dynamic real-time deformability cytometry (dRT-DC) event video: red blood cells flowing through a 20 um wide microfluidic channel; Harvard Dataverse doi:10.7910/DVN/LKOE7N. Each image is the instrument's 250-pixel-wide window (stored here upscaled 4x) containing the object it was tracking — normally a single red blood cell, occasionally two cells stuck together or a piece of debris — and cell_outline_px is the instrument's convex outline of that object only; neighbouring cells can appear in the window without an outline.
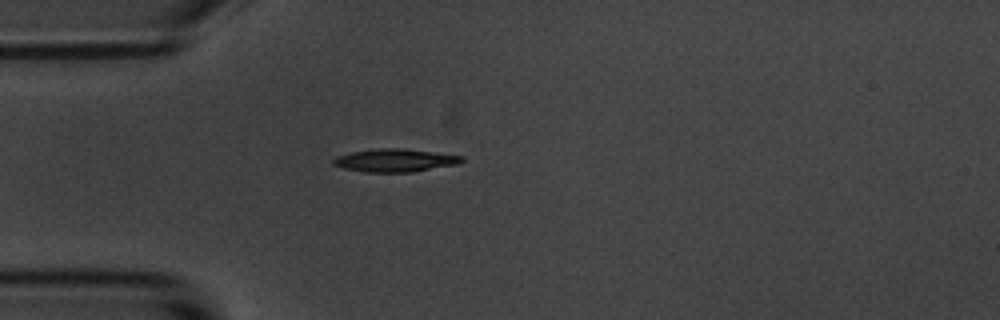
{"species": "common noctule bat (a hibernating species)", "species_latin": "Nyctalus noctula", "temperature_condition": "room temperature", "stored_images_in_passage": 6, "camera_frame_rate_fps": 3000, "um_per_image_px": 0.085, "animal": {"sex": "male", "body_mass_g": 20.1, "forearm_length_mm": 53.5}, "frame": {"image": 1, "passage_image": 5, "time_ms": 4.667, "image_size_px": [1000, 320], "cell_outline_px": [[464, 160], [456, 164], [412, 172], [364, 172], [344, 168], [332, 164], [332, 160], [336, 156], [352, 152], [380, 148], [404, 148], [464, 156]], "centroid_in_image_um": [33.56, 13.63], "position_along_channel_um": 51.4, "area_um2": 17.11}}